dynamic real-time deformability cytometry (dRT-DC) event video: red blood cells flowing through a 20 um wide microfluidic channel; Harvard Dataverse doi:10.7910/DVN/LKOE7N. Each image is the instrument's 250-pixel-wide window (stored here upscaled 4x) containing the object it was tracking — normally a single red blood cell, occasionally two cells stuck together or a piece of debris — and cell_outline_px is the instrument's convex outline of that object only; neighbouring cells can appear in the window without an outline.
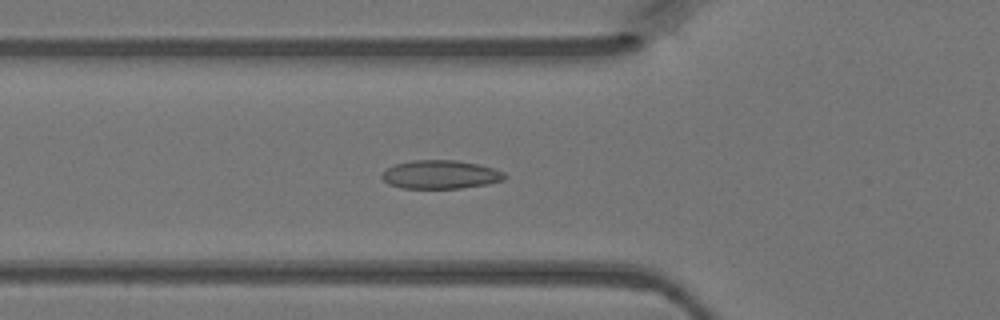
{"species": "Egyptian fruit bat (a non-hibernating species)", "species_latin": "Rousettus aegyptiacus", "temperature_condition": "warm", "stored_images_in_passage": 46, "camera_frame_rate_fps": 3000, "um_per_image_px": 0.085, "animal": {"sex": "female"}, "frame": {"image": 1, "passage_image": 16, "time_ms": 5.0, "image_size_px": [1000, 320], "cell_outline_px": [[508, 176], [504, 180], [488, 184], [460, 188], [400, 188], [388, 184], [380, 176], [388, 168], [396, 164], [412, 160], [456, 160], [480, 164], [504, 172]], "centroid_in_image_um": [37.47, 14.83], "position_along_channel_um": 88.3, "area_um2": 20.46}}
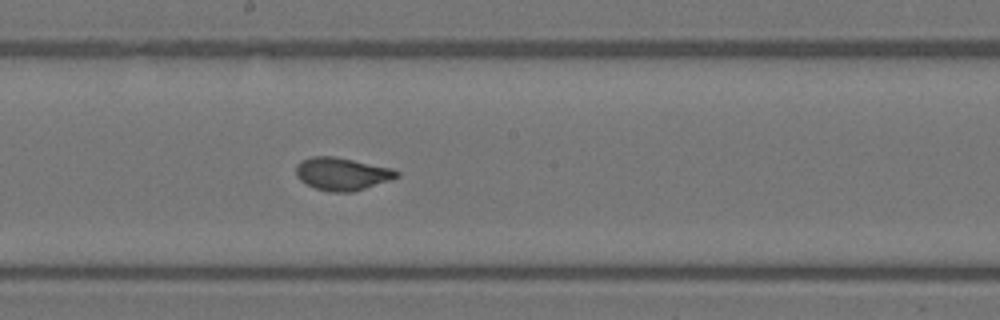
{"frame": {"image": 2, "passage_image": 25, "time_ms": 8.0, "image_size_px": [1000, 320], "cell_outline_px": [[400, 176], [352, 192], [328, 192], [316, 188], [300, 180], [296, 176], [296, 164], [300, 160], [312, 156], [336, 156], [392, 168], [400, 172]], "centroid_in_image_um": [29.05, 14.76], "position_along_channel_um": 219.2, "area_um2": 19.19}}
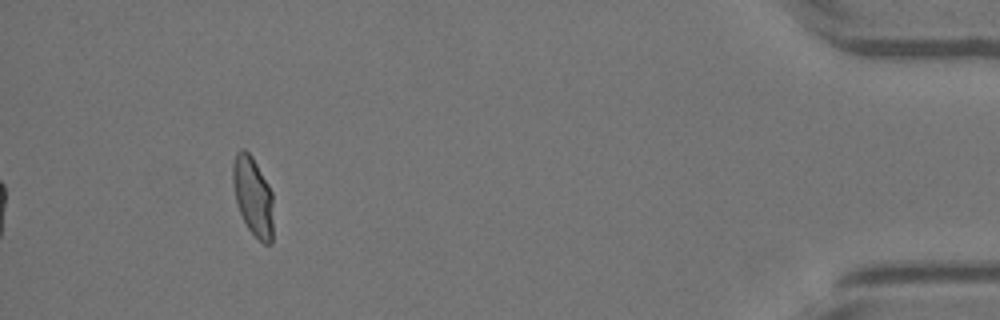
{"frame": {"image": 3, "passage_image": 43, "time_ms": 14.0, "image_size_px": [1000, 320], "cell_outline_px": [[272, 244], [264, 244], [248, 228], [240, 212], [236, 200], [232, 184], [232, 164], [236, 152], [240, 148], [244, 148], [252, 156], [268, 184], [272, 192]], "centroid_in_image_um": [21.49, 16.64], "position_along_channel_um": 413.7, "area_um2": 18.55}}